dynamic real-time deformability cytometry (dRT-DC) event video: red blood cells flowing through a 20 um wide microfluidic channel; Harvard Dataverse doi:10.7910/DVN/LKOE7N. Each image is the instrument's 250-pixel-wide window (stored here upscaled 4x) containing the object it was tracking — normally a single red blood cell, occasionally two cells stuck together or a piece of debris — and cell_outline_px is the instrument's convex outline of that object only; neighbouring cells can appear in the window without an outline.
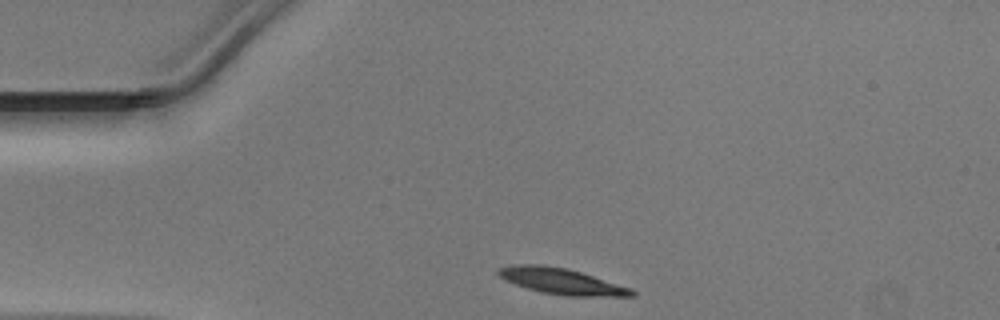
{"species": "Egyptian fruit bat (a non-hibernating species)", "species_latin": "Rousettus aegyptiacus", "temperature_condition": "warm", "stored_images_in_passage": 30, "camera_frame_rate_fps": 3000, "um_per_image_px": 0.085, "animal": {"sex": "male"}, "frame": {"image": 1, "passage_image": 1, "time_ms": 0.0, "image_size_px": [1000, 320], "cell_outline_px": [[636, 296], [564, 296], [540, 292], [516, 284], [500, 276], [496, 272], [496, 268], [512, 264], [544, 264], [568, 268], [632, 288], [636, 292]], "centroid_in_image_um": [47.73, 23.89], "position_along_channel_um": 37.3, "area_um2": 20.35}}
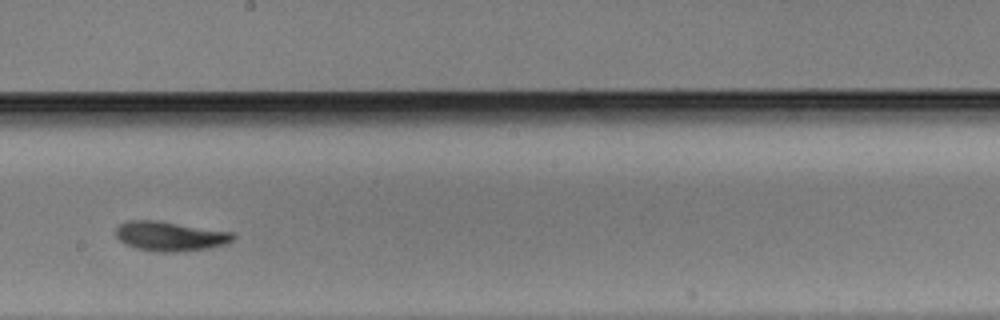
{"frame": {"image": 2, "passage_image": 18, "time_ms": 5.667, "image_size_px": [1000, 320], "cell_outline_px": [[236, 236], [228, 244], [208, 248], [184, 252], [156, 252], [136, 248], [124, 244], [116, 236], [116, 228], [120, 224], [128, 220], [156, 220], [236, 232]], "centroid_in_image_um": [14.5, 20.08], "position_along_channel_um": 233.7, "area_um2": 20.58}}
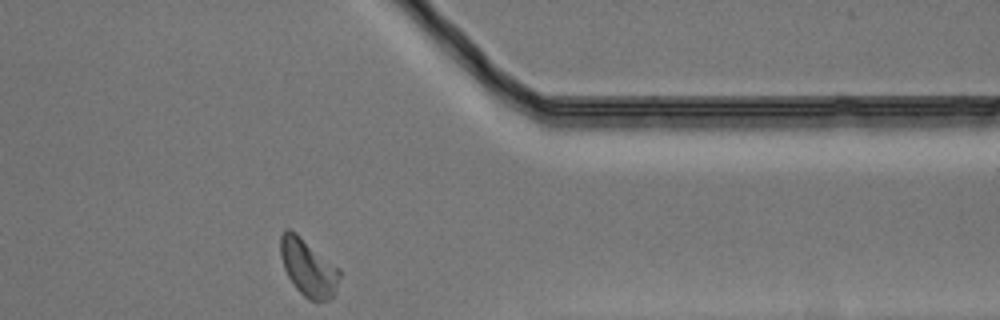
{"frame": {"image": 3, "passage_image": 30, "time_ms": 9.667, "image_size_px": [1000, 320], "cell_outline_px": [[340, 276], [336, 292], [328, 300], [316, 304], [308, 300], [292, 284], [284, 268], [280, 256], [280, 236], [288, 228], [296, 232], [340, 268]], "centroid_in_image_um": [26.21, 22.78], "position_along_channel_um": 385.2, "area_um2": 20.06}}